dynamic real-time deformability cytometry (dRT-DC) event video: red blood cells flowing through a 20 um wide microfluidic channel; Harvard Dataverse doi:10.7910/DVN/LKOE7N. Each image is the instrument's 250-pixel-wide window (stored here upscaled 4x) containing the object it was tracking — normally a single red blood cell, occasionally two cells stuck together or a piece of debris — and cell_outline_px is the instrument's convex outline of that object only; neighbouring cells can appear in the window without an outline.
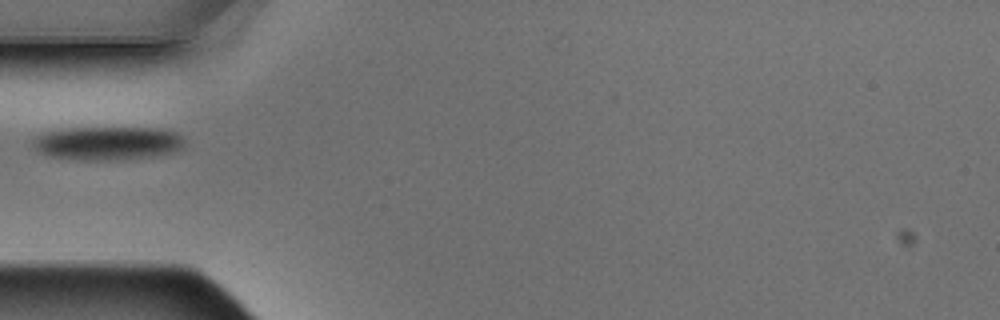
{"species": "Egyptian fruit bat (a non-hibernating species)", "species_latin": "Rousettus aegyptiacus", "temperature_condition": "warm", "stored_images_in_passage": 1, "camera_frame_rate_fps": 3000, "um_per_image_px": 0.085, "animal": {"sex": "male"}, "frame": {"image": 1, "passage_image": 1, "time_ms": 0.0, "image_size_px": [1000, 320], "cell_outline_px": [[184, 148], [176, 152], [156, 156], [120, 160], [76, 160], [48, 156], [36, 152], [32, 144], [44, 132], [60, 128], [160, 128], [176, 132], [184, 136]], "centroid_in_image_um": [9.19, 12.18], "position_along_channel_um": 75.8, "area_um2": 30.23}}